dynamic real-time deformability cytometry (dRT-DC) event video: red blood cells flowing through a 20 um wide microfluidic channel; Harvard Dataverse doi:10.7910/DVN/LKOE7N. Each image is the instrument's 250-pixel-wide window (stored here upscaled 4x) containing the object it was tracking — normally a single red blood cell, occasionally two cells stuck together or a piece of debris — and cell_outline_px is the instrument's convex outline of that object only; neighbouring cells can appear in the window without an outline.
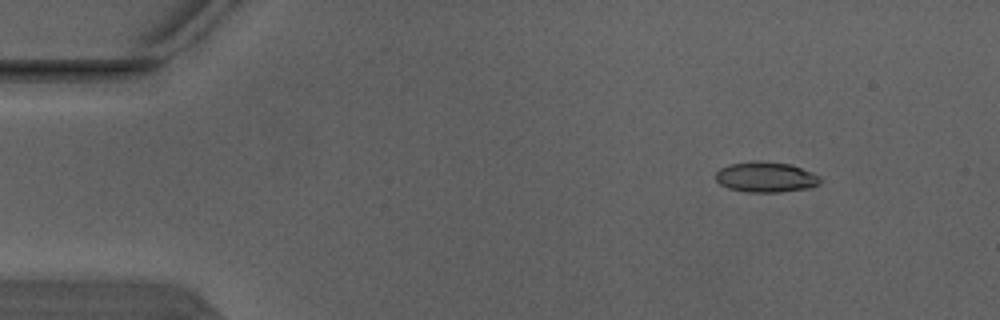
{"species": "Egyptian fruit bat (a non-hibernating species)", "species_latin": "Rousettus aegyptiacus", "temperature_condition": "warm", "stored_images_in_passage": 4, "camera_frame_rate_fps": 3000, "um_per_image_px": 0.085, "animal": {"sex": "male"}, "frame": {"image": 1, "passage_image": 2, "time_ms": 0.333, "image_size_px": [1000, 320], "cell_outline_px": [[824, 180], [820, 184], [808, 188], [780, 192], [748, 192], [728, 188], [720, 184], [716, 180], [716, 172], [720, 168], [728, 164], [788, 164], [812, 172], [820, 176]], "centroid_in_image_um": [65.14, 15.11], "position_along_channel_um": 19.9, "area_um2": 17.74}}
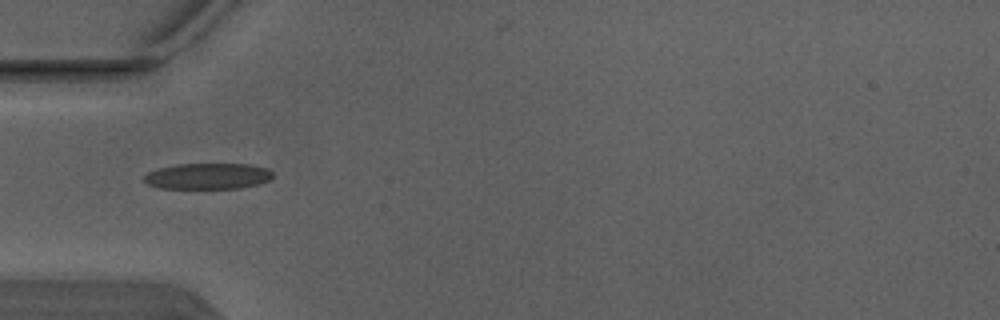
{"frame": {"image": 2, "passage_image": 4, "time_ms": 1.0, "image_size_px": [1000, 320], "cell_outline_px": [[272, 180], [260, 184], [240, 188], [160, 188], [148, 184], [144, 180], [144, 176], [148, 172], [160, 168], [176, 164], [248, 164], [268, 168], [272, 172]], "centroid_in_image_um": [17.71, 14.97], "position_along_channel_um": 67.3, "area_um2": 19.54}}